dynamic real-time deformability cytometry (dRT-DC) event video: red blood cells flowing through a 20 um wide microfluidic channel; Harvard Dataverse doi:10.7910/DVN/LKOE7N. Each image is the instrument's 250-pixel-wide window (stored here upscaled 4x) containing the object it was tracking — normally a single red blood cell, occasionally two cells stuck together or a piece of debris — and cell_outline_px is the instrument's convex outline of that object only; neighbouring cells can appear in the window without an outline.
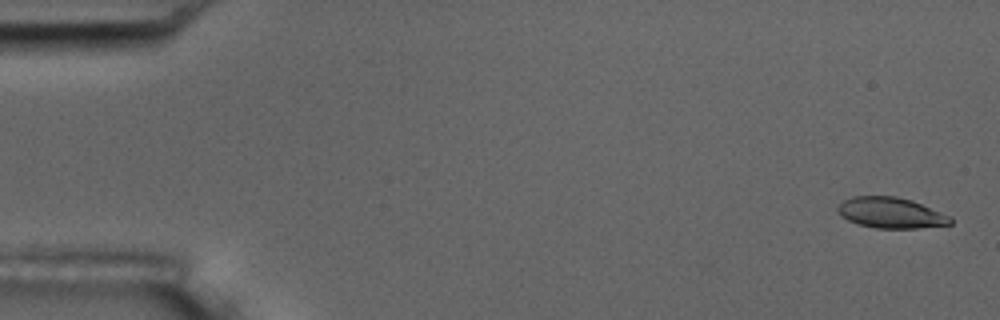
{"species": "common noctule bat (a hibernating species)", "species_latin": "Nyctalus noctula", "temperature_condition": "room temperature", "stored_images_in_passage": 6, "camera_frame_rate_fps": 3000, "um_per_image_px": 0.085, "animal": {"sex": "male", "body_mass_g": 17.5, "forearm_length_mm": 52.3}, "frame": {"image": 1, "passage_image": 1, "time_ms": 0.0, "image_size_px": [1000, 320], "cell_outline_px": [[952, 224], [916, 228], [876, 228], [860, 224], [848, 220], [840, 216], [836, 212], [836, 208], [844, 200], [852, 196], [896, 196], [912, 200], [952, 216]], "centroid_in_image_um": [75.72, 18.08], "position_along_channel_um": 9.3, "area_um2": 20.29}}
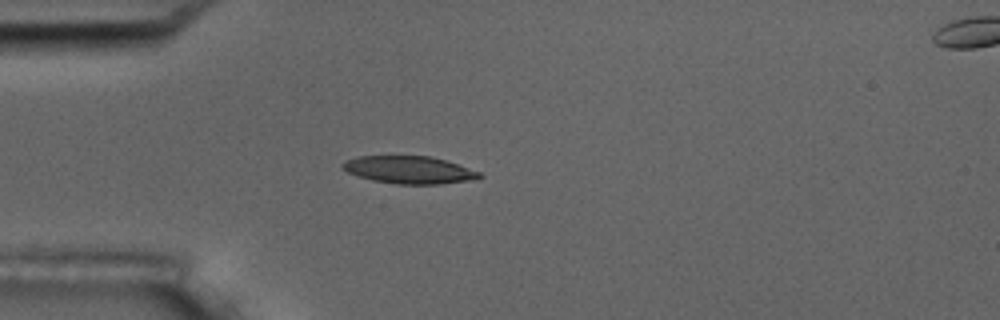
{"frame": {"image": 2, "passage_image": 5, "time_ms": 4.667, "image_size_px": [1000, 320], "cell_outline_px": [[484, 176], [468, 180], [440, 184], [396, 184], [372, 180], [348, 172], [340, 168], [340, 164], [348, 160], [360, 156], [428, 156], [444, 160], [480, 172]], "centroid_in_image_um": [34.74, 14.44], "position_along_channel_um": 50.3, "area_um2": 21.62}}